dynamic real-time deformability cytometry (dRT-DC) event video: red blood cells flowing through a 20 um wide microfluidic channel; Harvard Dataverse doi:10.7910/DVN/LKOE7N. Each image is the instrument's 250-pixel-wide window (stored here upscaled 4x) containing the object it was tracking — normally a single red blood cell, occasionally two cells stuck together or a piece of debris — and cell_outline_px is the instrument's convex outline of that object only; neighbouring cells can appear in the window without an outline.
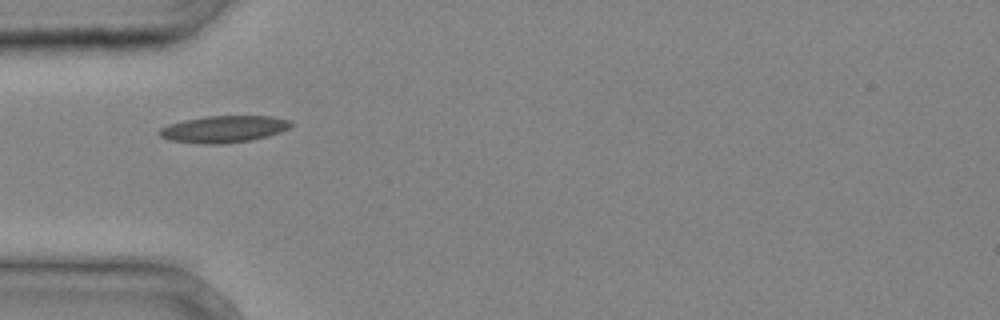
{"species": "common noctule bat (a hibernating species)", "species_latin": "Nyctalus noctula", "temperature_condition": "cold", "stored_images_in_passage": 3, "camera_frame_rate_fps": 3000, "um_per_image_px": 0.085, "animal": {"sex": "male", "body_mass_g": 20.4}, "frame": {"image": 1, "passage_image": 3, "time_ms": 0.667, "image_size_px": [1000, 320], "cell_outline_px": [[292, 124], [288, 128], [280, 132], [268, 136], [252, 140], [220, 144], [204, 144], [168, 140], [160, 136], [160, 128], [168, 124], [184, 120], [208, 116], [272, 116], [292, 120]], "centroid_in_image_um": [19.04, 10.97], "position_along_channel_um": 66.0, "area_um2": 20.58}}